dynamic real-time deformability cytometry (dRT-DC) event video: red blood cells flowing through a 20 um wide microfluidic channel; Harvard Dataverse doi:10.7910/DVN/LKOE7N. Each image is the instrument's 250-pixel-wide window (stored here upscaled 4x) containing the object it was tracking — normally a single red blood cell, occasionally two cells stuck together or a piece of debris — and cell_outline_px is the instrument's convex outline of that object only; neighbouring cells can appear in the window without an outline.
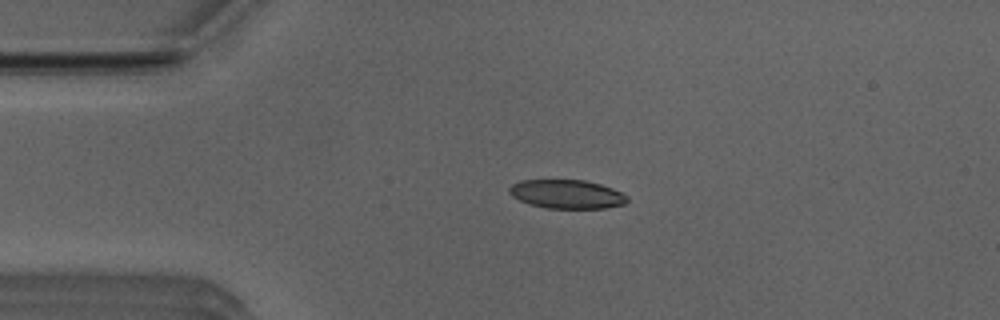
{"species": "Egyptian fruit bat (a non-hibernating species)", "species_latin": "Rousettus aegyptiacus", "temperature_condition": "room temperature", "stored_images_in_passage": 41, "camera_frame_rate_fps": 3000, "um_per_image_px": 0.085, "animal": {"sex": "male"}, "frame": {"image": 1, "passage_image": 1, "time_ms": 0.0, "image_size_px": [1000, 320], "cell_outline_px": [[628, 200], [624, 204], [604, 208], [544, 208], [528, 204], [512, 196], [508, 192], [508, 188], [512, 184], [524, 180], [584, 180], [600, 184], [612, 188], [628, 196]], "centroid_in_image_um": [48.16, 16.5], "position_along_channel_um": 36.8, "area_um2": 19.77}}
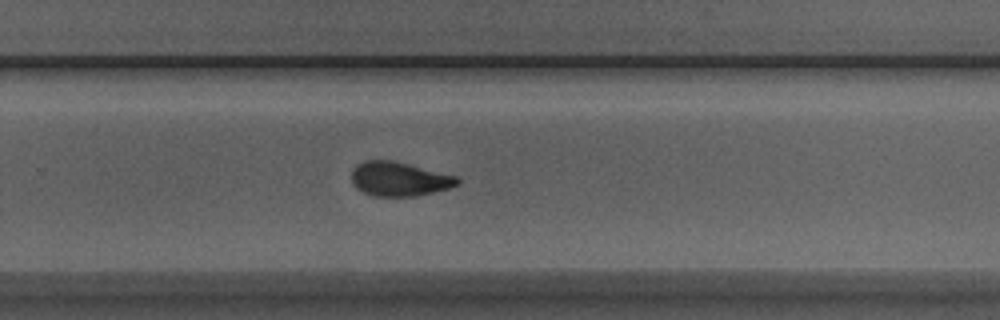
{"frame": {"image": 2, "passage_image": 23, "time_ms": 7.333, "image_size_px": [1000, 320], "cell_outline_px": [[460, 184], [452, 188], [416, 196], [372, 196], [356, 188], [352, 184], [352, 168], [356, 164], [364, 160], [392, 160], [456, 176], [460, 180]], "centroid_in_image_um": [33.92, 15.22], "position_along_channel_um": 295.9, "area_um2": 21.21}}
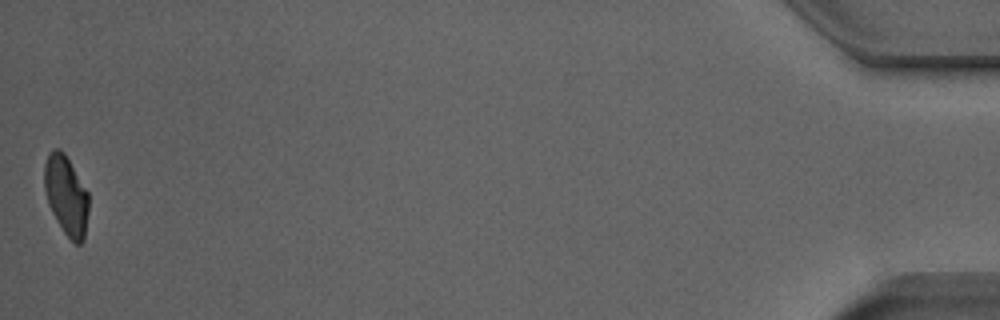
{"frame": {"image": 3, "passage_image": 41, "time_ms": 13.333, "image_size_px": [1000, 320], "cell_outline_px": [[88, 212], [84, 240], [80, 244], [76, 244], [64, 232], [56, 220], [48, 204], [44, 188], [44, 164], [48, 152], [52, 148], [60, 148], [64, 152], [88, 192]], "centroid_in_image_um": [5.61, 16.57], "position_along_channel_um": 429.6, "area_um2": 20.58}, "authors_computed_cell_mechanics": {"area_um2": 21.6172, "velocity_mm_per_s": 3.9541, "shape_relaxation_time_tau1_ms": 4.1211, "shape_relaxation_time_tau2_ms": 1.6872, "deformation_change_tau1": 0.1567, "deformation_change_tau2": 0.0678}}